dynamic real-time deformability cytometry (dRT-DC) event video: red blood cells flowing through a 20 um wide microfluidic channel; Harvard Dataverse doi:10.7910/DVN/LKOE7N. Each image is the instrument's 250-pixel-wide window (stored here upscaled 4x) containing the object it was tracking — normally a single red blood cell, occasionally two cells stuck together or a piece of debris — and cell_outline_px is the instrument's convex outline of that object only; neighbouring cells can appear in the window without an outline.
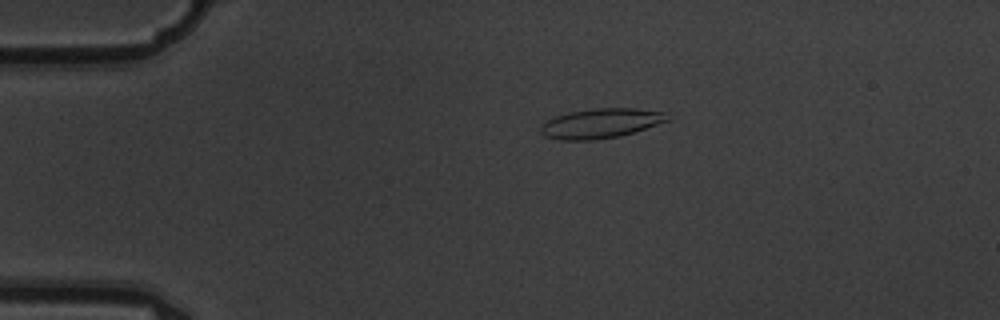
{"species": "common noctule bat (a hibernating species)", "species_latin": "Nyctalus noctula", "temperature_condition": "warm", "stored_images_in_passage": 7, "camera_frame_rate_fps": 3000, "um_per_image_px": 0.085, "animal": {"sex": "male", "body_mass_g": 19.5, "forearm_length_mm": 54.6}, "frame": {"image": 1, "passage_image": 4, "time_ms": 1.0, "image_size_px": [1000, 320], "cell_outline_px": [[672, 120], [620, 136], [596, 140], [560, 140], [544, 136], [540, 132], [540, 128], [544, 120], [568, 112], [592, 108], [632, 108], [668, 112]], "centroid_in_image_um": [51.08, 10.48], "position_along_channel_um": 33.9, "area_um2": 22.31}}
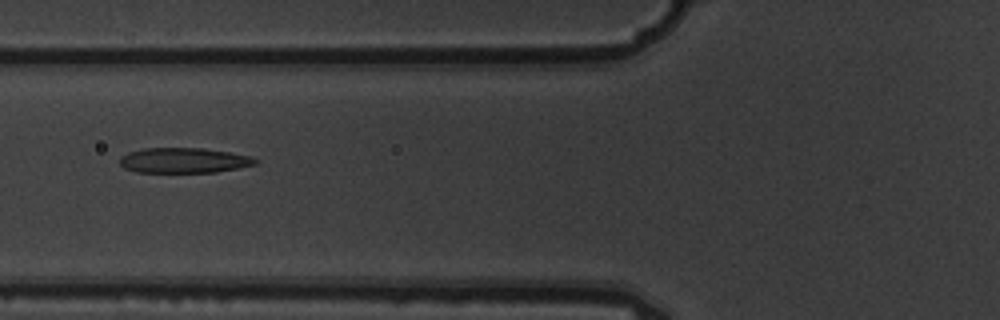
{"frame": {"image": 2, "passage_image": 7, "time_ms": 2.0, "image_size_px": [1000, 320], "cell_outline_px": [[260, 160], [256, 164], [216, 172], [136, 172], [124, 168], [120, 164], [120, 156], [128, 152], [144, 148], [204, 148], [252, 156]], "centroid_in_image_um": [15.62, 13.63], "position_along_channel_um": 110.2, "area_um2": 19.94}}